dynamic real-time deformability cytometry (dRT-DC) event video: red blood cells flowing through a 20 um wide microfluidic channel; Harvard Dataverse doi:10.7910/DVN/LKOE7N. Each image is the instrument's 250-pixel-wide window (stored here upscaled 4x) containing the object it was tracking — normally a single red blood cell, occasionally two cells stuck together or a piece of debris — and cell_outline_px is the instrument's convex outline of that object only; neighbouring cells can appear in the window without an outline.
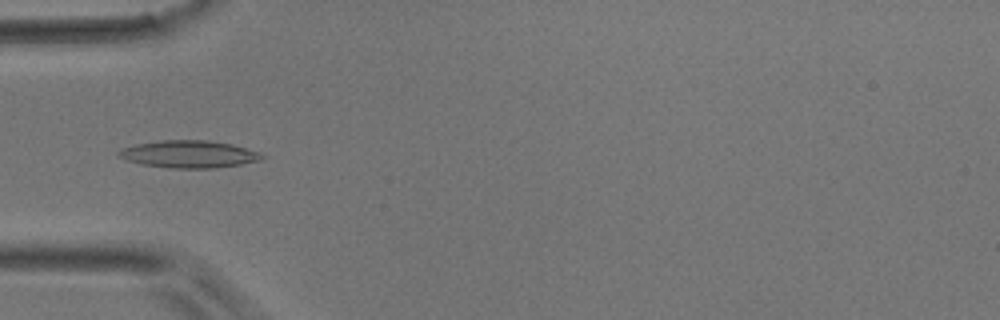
{"species": "common noctule bat (a hibernating species)", "species_latin": "Nyctalus noctula", "temperature_condition": "room temperature", "stored_images_in_passage": 40, "camera_frame_rate_fps": 3000, "um_per_image_px": 0.085, "animal": {"sex": "male", "body_mass_g": 17.9}, "frame": {"image": 1, "passage_image": 7, "time_ms": 2.0, "image_size_px": [1000, 320], "cell_outline_px": [[264, 156], [260, 160], [240, 164], [212, 168], [168, 168], [144, 164], [128, 160], [120, 156], [116, 152], [124, 148], [136, 144], [160, 140], [208, 140], [232, 144], [260, 152]], "centroid_in_image_um": [16.08, 13.09], "position_along_channel_um": 68.9, "area_um2": 22.54}}
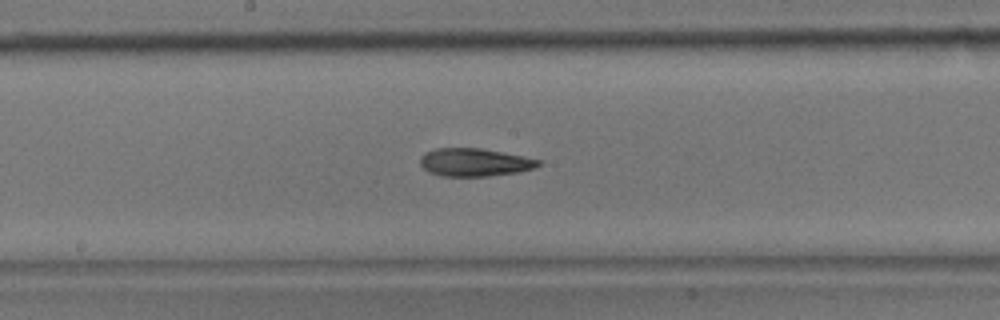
{"frame": {"image": 2, "passage_image": 17, "time_ms": 5.333, "image_size_px": [1000, 320], "cell_outline_px": [[540, 164], [536, 168], [520, 172], [488, 176], [440, 176], [428, 172], [420, 164], [420, 156], [424, 152], [436, 148], [480, 148], [540, 160]], "centroid_in_image_um": [40.29, 13.8], "position_along_channel_um": 207.9, "area_um2": 19.25}}
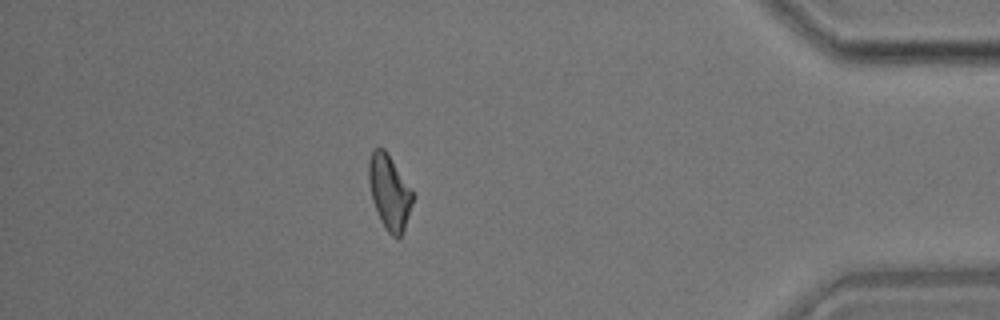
{"frame": {"image": 3, "passage_image": 34, "time_ms": 11.0, "image_size_px": [1000, 320], "cell_outline_px": [[416, 196], [400, 240], [392, 236], [388, 232], [380, 220], [372, 200], [368, 180], [368, 160], [372, 148], [384, 148]], "centroid_in_image_um": [33.1, 16.35], "position_along_channel_um": 402.1, "area_um2": 19.36}}